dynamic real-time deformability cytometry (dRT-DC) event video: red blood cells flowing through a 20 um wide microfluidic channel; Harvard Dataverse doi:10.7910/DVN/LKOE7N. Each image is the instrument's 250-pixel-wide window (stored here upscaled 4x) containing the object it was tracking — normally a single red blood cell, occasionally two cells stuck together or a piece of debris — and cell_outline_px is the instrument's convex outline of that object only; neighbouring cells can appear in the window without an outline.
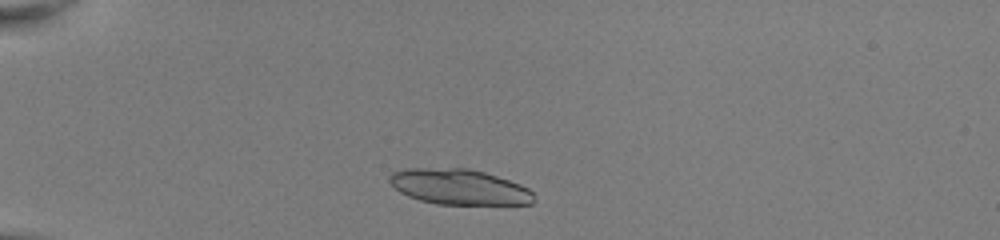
{"species": "common noctule bat (a hibernating species)", "species_latin": "Nyctalus noctula", "temperature_condition": "room temperature", "stored_images_in_passage": 39, "camera_frame_rate_fps": 3000, "um_per_image_px": 0.085, "animal": {"sex": "female", "body_mass_g": 22.0, "forearm_length_mm": 56.7}, "frame": {"image": 1, "passage_image": 3, "time_ms": 0.667, "image_size_px": [1000, 240], "cell_outline_px": [[536, 200], [532, 204], [436, 204], [420, 200], [408, 196], [400, 192], [388, 180], [388, 176], [392, 172], [404, 168], [468, 168], [484, 172], [520, 184], [528, 188], [532, 192]], "centroid_in_image_um": [39.02, 15.88], "position_along_channel_um": 46.0, "area_um2": 29.88}}